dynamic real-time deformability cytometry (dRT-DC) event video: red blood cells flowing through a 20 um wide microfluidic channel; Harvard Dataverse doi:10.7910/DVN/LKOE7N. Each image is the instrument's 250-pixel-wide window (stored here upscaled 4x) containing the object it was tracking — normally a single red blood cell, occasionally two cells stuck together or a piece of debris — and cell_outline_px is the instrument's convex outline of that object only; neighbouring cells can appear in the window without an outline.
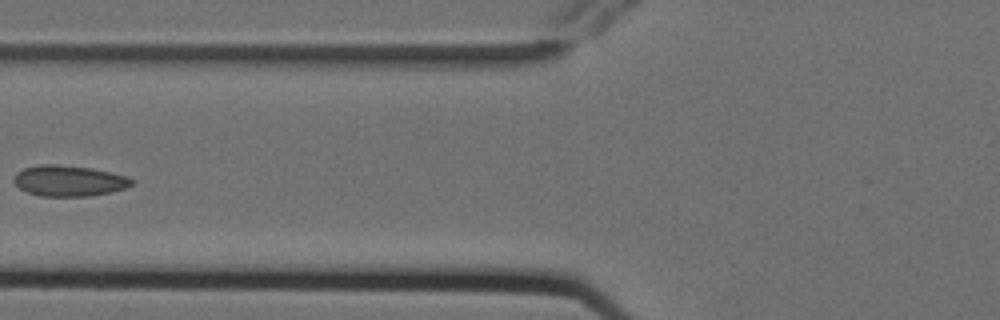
{"species": "Egyptian fruit bat (a non-hibernating species)", "species_latin": "Rousettus aegyptiacus", "temperature_condition": "cold", "stored_images_in_passage": 6, "camera_frame_rate_fps": 3000, "um_per_image_px": 0.085, "animal": {"sex": "female"}, "frame": {"image": 1, "passage_image": 5, "time_ms": 1.333, "image_size_px": [1000, 320], "cell_outline_px": [[136, 180], [128, 188], [112, 192], [88, 196], [40, 196], [28, 192], [20, 188], [12, 180], [16, 172], [24, 168], [40, 164], [56, 164], [92, 168], [124, 176]], "centroid_in_image_um": [5.86, 15.37], "position_along_channel_um": 119.9, "area_um2": 21.21}}
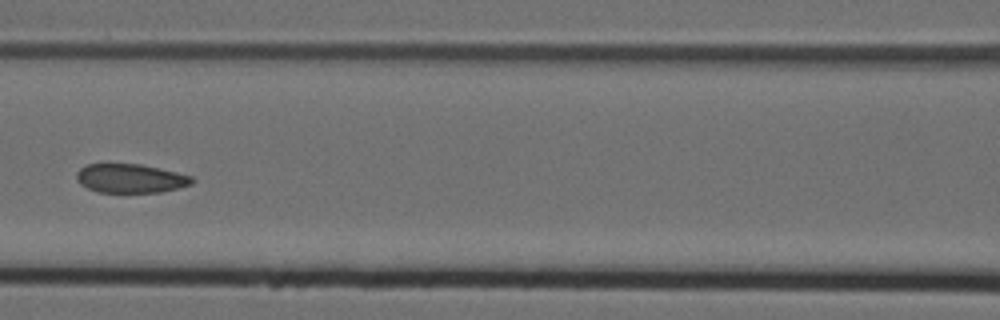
{"frame": {"image": 2, "passage_image": 6, "time_ms": 1.667, "image_size_px": [1000, 320], "cell_outline_px": [[196, 180], [192, 184], [160, 192], [100, 192], [88, 188], [80, 184], [76, 180], [76, 172], [84, 164], [140, 164], [176, 172], [192, 176]], "centroid_in_image_um": [11.07, 15.16], "position_along_channel_um": 155.5, "area_um2": 19.42}}